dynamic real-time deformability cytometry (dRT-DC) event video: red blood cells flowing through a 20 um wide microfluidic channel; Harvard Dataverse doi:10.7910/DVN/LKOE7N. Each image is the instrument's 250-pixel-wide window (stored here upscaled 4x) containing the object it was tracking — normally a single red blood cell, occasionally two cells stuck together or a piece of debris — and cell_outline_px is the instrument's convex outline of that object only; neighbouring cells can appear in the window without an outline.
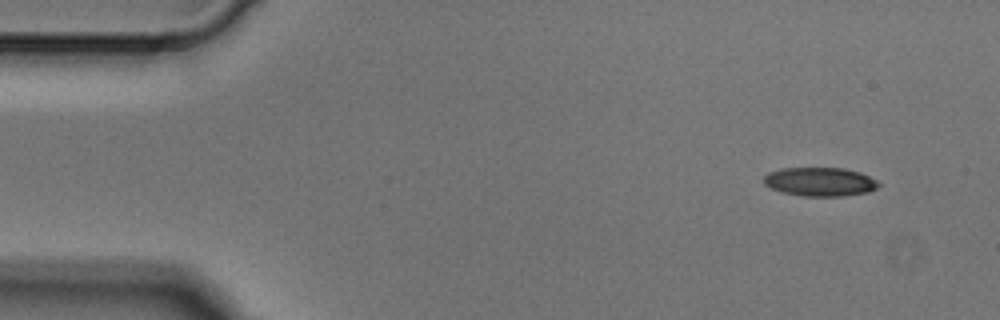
{"species": "Egyptian fruit bat (a non-hibernating species)", "species_latin": "Rousettus aegyptiacus", "temperature_condition": "cold", "stored_images_in_passage": 4, "camera_frame_rate_fps": 3000, "um_per_image_px": 0.085, "animal": {"sex": "male"}, "frame": {"image": 1, "passage_image": 1, "time_ms": 0.0, "image_size_px": [1000, 320], "cell_outline_px": [[880, 184], [876, 188], [868, 192], [844, 196], [800, 196], [780, 192], [764, 184], [764, 176], [768, 172], [780, 168], [844, 168], [860, 172], [876, 180]], "centroid_in_image_um": [69.67, 15.45], "position_along_channel_um": 15.3, "area_um2": 19.36}}
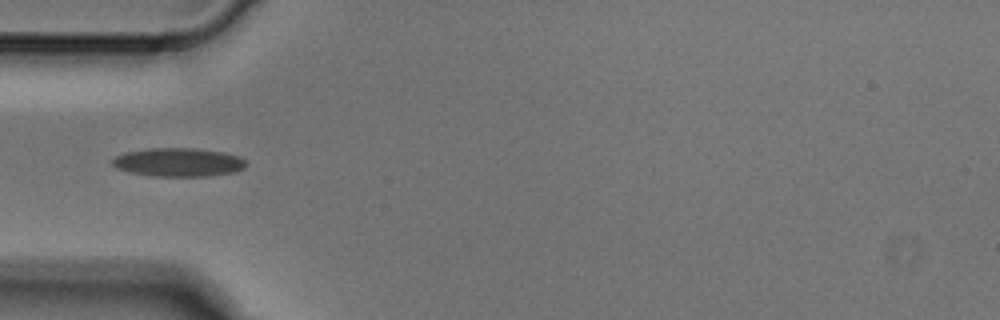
{"frame": {"image": 2, "passage_image": 4, "time_ms": 1.0, "image_size_px": [1000, 320], "cell_outline_px": [[248, 164], [244, 168], [236, 172], [208, 176], [152, 176], [132, 172], [116, 168], [112, 164], [112, 160], [116, 156], [124, 152], [152, 148], [196, 148], [224, 152], [240, 156]], "centroid_in_image_um": [15.21, 13.79], "position_along_channel_um": 69.8, "area_um2": 22.37}}